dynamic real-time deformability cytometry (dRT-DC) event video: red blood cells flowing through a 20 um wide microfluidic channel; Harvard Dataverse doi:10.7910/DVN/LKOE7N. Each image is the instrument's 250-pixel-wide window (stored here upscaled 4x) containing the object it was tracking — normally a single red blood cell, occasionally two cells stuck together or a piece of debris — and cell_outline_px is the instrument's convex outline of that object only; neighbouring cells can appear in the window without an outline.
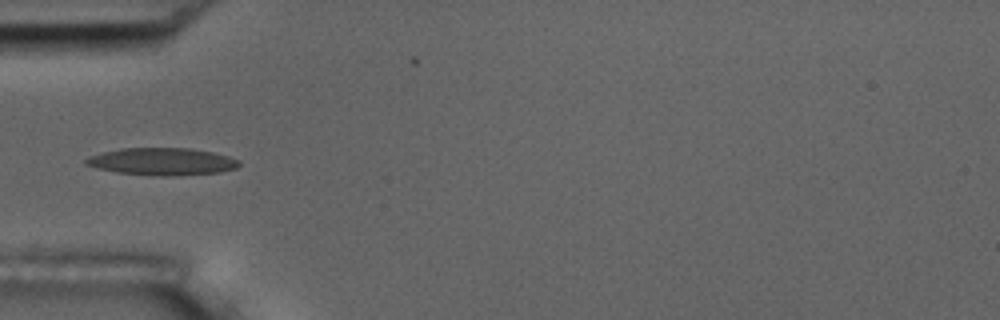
{"species": "common noctule bat (a hibernating species)", "species_latin": "Nyctalus noctula", "temperature_condition": "room temperature", "stored_images_in_passage": 7, "camera_frame_rate_fps": 3000, "um_per_image_px": 0.085, "animal": {"sex": "male", "body_mass_g": 17.5, "forearm_length_mm": 52.3}, "frame": {"image": 1, "passage_image": 6, "time_ms": 5.667, "image_size_px": [1000, 320], "cell_outline_px": [[240, 164], [236, 168], [220, 172], [176, 176], [160, 176], [116, 172], [96, 168], [84, 164], [84, 160], [88, 156], [120, 148], [188, 148], [212, 152], [228, 156], [240, 160]], "centroid_in_image_um": [13.77, 13.73], "position_along_channel_um": 71.2, "area_um2": 24.45}}